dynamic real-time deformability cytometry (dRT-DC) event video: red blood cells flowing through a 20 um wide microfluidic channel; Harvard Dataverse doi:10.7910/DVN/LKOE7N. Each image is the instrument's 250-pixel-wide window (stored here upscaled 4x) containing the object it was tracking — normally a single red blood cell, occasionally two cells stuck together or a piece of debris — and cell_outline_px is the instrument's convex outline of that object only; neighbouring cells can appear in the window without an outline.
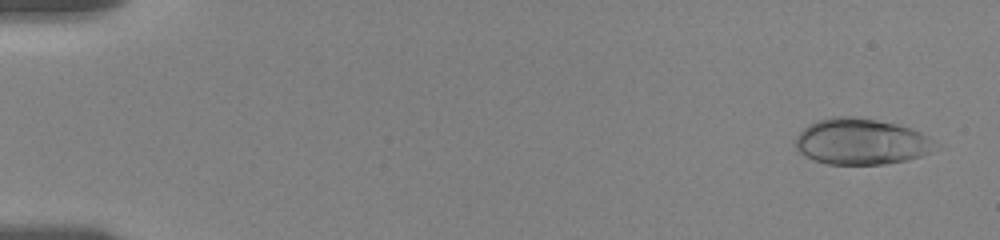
{"species": "human", "species_latin": "Homo sapiens", "temperature_condition": "room temperature", "stored_images_in_passage": 15, "camera_frame_rate_fps": 3000, "um_per_image_px": 0.085, "donor": {"sex": "female"}, "frame": {"image": 1, "passage_image": 2, "time_ms": 0.667, "image_size_px": [1000, 240], "cell_outline_px": [[928, 152], [920, 156], [904, 160], [884, 164], [828, 164], [812, 160], [804, 156], [796, 148], [796, 136], [808, 124], [816, 120], [832, 116], [852, 116], [896, 124], [912, 128], [928, 136]], "centroid_in_image_um": [73.06, 12.02], "position_along_channel_um": 11.9, "area_um2": 36.88}}
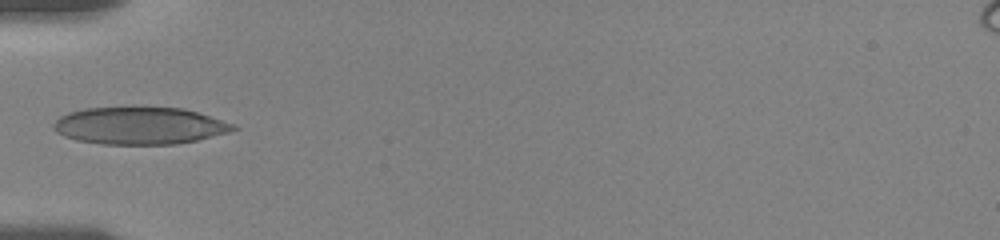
{"frame": {"image": 2, "passage_image": 10, "time_ms": 6.333, "image_size_px": [1000, 240], "cell_outline_px": [[240, 128], [228, 132], [196, 140], [176, 144], [100, 144], [76, 140], [64, 136], [56, 132], [52, 128], [52, 124], [60, 116], [68, 112], [84, 108], [184, 108], [236, 124]], "centroid_in_image_um": [11.85, 10.69], "position_along_channel_um": 73.2, "area_um2": 38.9}}
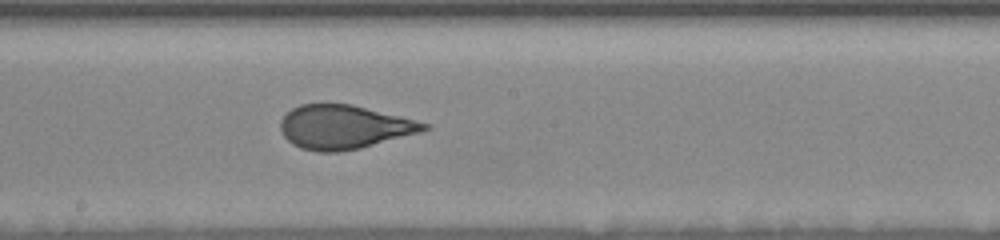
{"frame": {"image": 3, "passage_image": 15, "time_ms": 10.333, "image_size_px": [1000, 240], "cell_outline_px": [[432, 124], [428, 128], [420, 132], [360, 148], [336, 152], [316, 152], [300, 148], [292, 144], [284, 136], [280, 128], [280, 120], [292, 108], [300, 104], [320, 100], [352, 104]], "centroid_in_image_um": [29.19, 10.76], "position_along_channel_um": 219.0, "area_um2": 37.28}}